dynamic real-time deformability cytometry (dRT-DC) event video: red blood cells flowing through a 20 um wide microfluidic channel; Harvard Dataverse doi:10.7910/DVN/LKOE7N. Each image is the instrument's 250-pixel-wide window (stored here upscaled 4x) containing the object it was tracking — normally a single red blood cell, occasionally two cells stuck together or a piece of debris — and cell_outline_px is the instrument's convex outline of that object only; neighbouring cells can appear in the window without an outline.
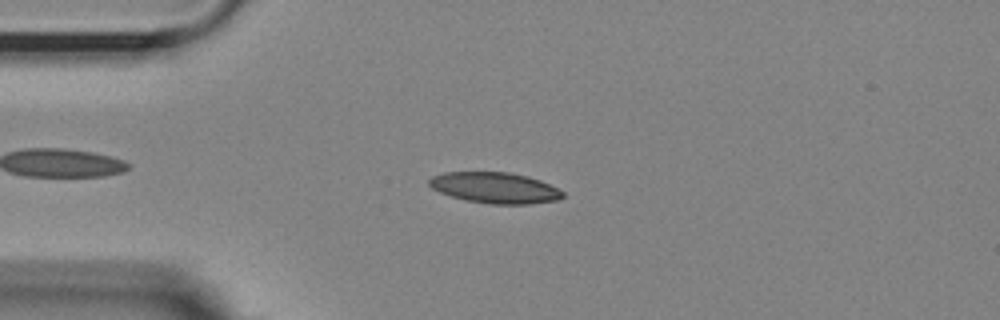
{"species": "Egyptian fruit bat (a non-hibernating species)", "species_latin": "Rousettus aegyptiacus", "temperature_condition": "room temperature", "stored_images_in_passage": 51, "camera_frame_rate_fps": 3000, "um_per_image_px": 0.085, "animal": {"sex": "female"}, "frame": {"image": 1, "passage_image": 10, "time_ms": 3.0, "image_size_px": [1000, 320], "cell_outline_px": [[564, 196], [556, 200], [528, 204], [492, 204], [468, 200], [452, 196], [440, 192], [432, 188], [428, 184], [428, 180], [432, 176], [444, 172], [508, 172], [528, 176], [540, 180], [564, 192]], "centroid_in_image_um": [42.06, 15.95], "position_along_channel_um": 42.9, "area_um2": 23.87}}
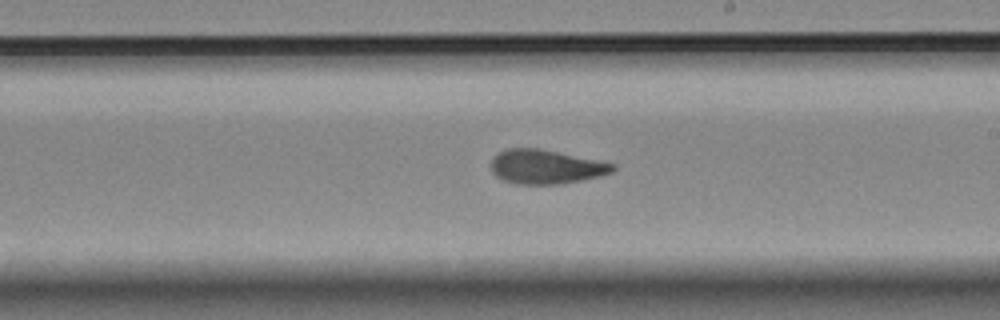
{"frame": {"image": 2, "passage_image": 28, "time_ms": 9.0, "image_size_px": [1000, 320], "cell_outline_px": [[616, 168], [612, 172], [600, 176], [560, 184], [516, 184], [504, 180], [496, 176], [492, 172], [492, 160], [500, 152], [508, 148], [540, 148], [616, 164]], "centroid_in_image_um": [46.41, 14.18], "position_along_channel_um": 242.6, "area_um2": 24.04}}
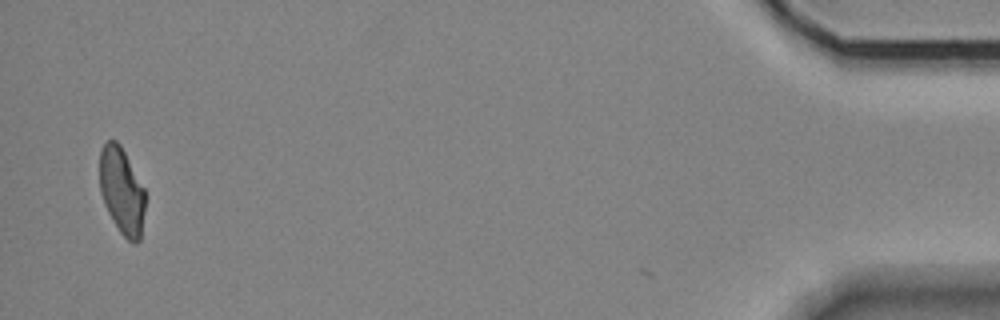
{"frame": {"image": 3, "passage_image": 50, "time_ms": 16.333, "image_size_px": [1000, 320], "cell_outline_px": [[144, 208], [140, 240], [136, 244], [132, 244], [120, 232], [108, 212], [104, 204], [100, 192], [100, 148], [108, 140], [116, 140], [120, 144], [144, 188]], "centroid_in_image_um": [10.34, 16.23], "position_along_channel_um": 424.9, "area_um2": 22.83}, "authors_computed_cell_mechanics": {"area_um2": 24.1026, "velocity_mm_per_s": 3.6311, "shape_relaxation_time_tau1_ms": null, "shape_relaxation_time_tau2_ms": 2.4123, "deformation_change_tau1": null, "deformation_change_tau2": 0.0902}}